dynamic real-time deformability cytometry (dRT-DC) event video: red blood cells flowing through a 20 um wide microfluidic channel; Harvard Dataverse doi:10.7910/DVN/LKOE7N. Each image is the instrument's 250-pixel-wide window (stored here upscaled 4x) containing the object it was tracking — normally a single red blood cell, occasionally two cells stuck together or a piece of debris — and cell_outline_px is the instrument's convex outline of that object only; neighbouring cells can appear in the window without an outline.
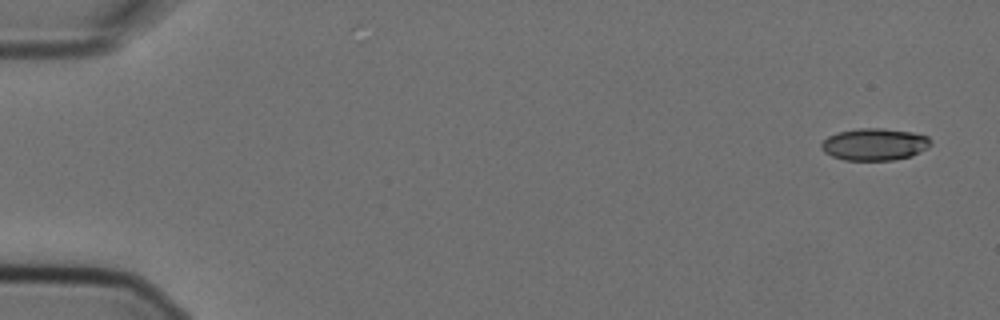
{"species": "Egyptian fruit bat (a non-hibernating species)", "species_latin": "Rousettus aegyptiacus", "temperature_condition": "cold", "stored_images_in_passage": 5, "camera_frame_rate_fps": 3000, "um_per_image_px": 0.085, "animal": {"sex": "female"}, "frame": {"image": 1, "passage_image": 1, "time_ms": 0.0, "image_size_px": [1000, 320], "cell_outline_px": [[932, 144], [928, 148], [912, 156], [892, 160], [844, 160], [832, 156], [824, 152], [820, 148], [820, 144], [828, 136], [836, 132], [856, 128], [884, 128], [912, 132], [928, 136], [932, 140]], "centroid_in_image_um": [74.34, 12.26], "position_along_channel_um": 10.7, "area_um2": 20.75}}
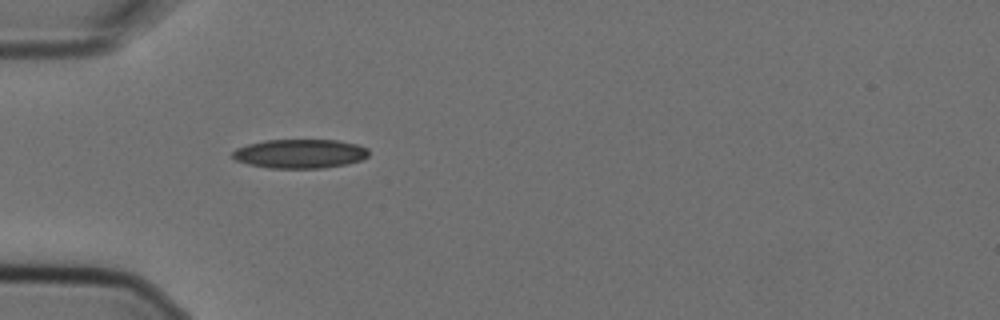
{"frame": {"image": 2, "passage_image": 5, "time_ms": 1.333, "image_size_px": [1000, 320], "cell_outline_px": [[368, 156], [364, 160], [348, 164], [324, 168], [268, 168], [248, 164], [236, 160], [232, 156], [232, 152], [236, 148], [248, 144], [264, 140], [336, 140], [356, 144], [368, 148]], "centroid_in_image_um": [25.51, 13.07], "position_along_channel_um": 59.5, "area_um2": 23.24}}